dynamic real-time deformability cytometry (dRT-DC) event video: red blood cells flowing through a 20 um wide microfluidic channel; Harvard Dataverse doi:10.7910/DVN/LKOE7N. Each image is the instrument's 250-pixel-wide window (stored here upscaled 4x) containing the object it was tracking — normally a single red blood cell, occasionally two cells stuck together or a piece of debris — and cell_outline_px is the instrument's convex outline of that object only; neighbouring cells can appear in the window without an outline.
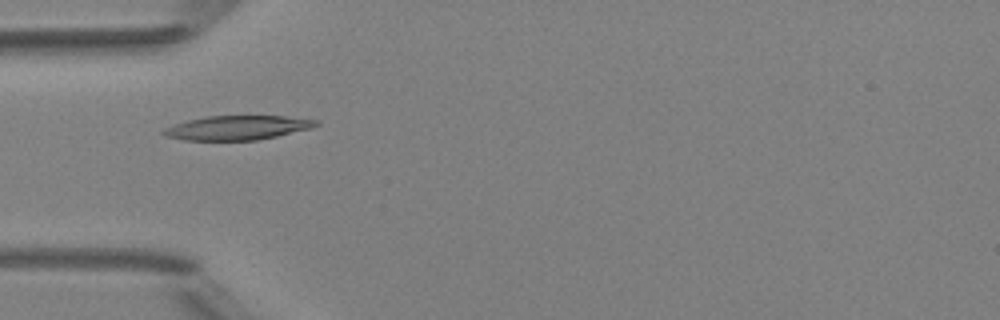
{"species": "Egyptian fruit bat (a non-hibernating species)", "species_latin": "Rousettus aegyptiacus", "temperature_condition": "room temperature", "stored_images_in_passage": 6, "camera_frame_rate_fps": 3000, "um_per_image_px": 0.085, "animal": {"sex": "female"}, "frame": {"image": 1, "passage_image": 5, "time_ms": 4.667, "image_size_px": [1000, 320], "cell_outline_px": [[320, 124], [312, 128], [276, 136], [256, 140], [184, 140], [164, 136], [160, 132], [164, 128], [188, 120], [208, 116], [284, 116], [320, 120]], "centroid_in_image_um": [20.19, 10.85], "position_along_channel_um": 64.8, "area_um2": 21.5}}
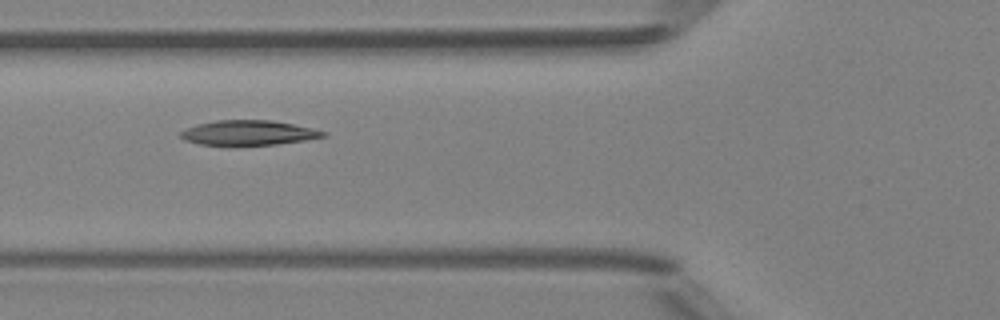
{"frame": {"image": 2, "passage_image": 6, "time_ms": 5.667, "image_size_px": [1000, 320], "cell_outline_px": [[328, 136], [304, 140], [276, 144], [236, 148], [232, 148], [200, 144], [184, 140], [180, 136], [180, 132], [196, 124], [216, 120], [272, 120], [312, 128], [328, 132]], "centroid_in_image_um": [21.09, 11.33], "position_along_channel_um": 104.7, "area_um2": 21.44}}